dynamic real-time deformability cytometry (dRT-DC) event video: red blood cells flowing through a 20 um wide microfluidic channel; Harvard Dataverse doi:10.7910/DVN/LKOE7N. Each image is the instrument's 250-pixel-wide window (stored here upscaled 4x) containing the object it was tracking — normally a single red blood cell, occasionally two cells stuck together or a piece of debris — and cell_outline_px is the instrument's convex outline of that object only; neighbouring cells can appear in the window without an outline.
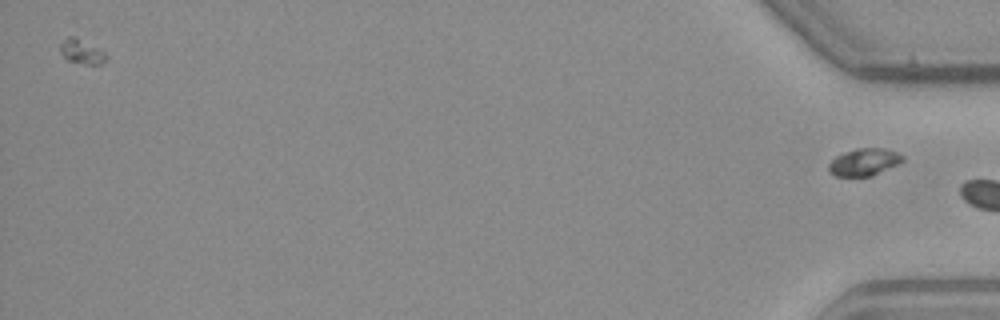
{"species": "common noctule bat (a hibernating species)", "species_latin": "Nyctalus noctula", "temperature_condition": "warm", "stored_images_in_passage": 40, "camera_frame_rate_fps": 3000, "um_per_image_px": 0.085, "animal": {"sex": "male", "body_mass_g": 23.1, "forearm_length_mm": 52.7}, "frame": {"image": 1, "passage_image": 40, "time_ms": 13.0, "image_size_px": [1000, 320], "cell_outline_px": [[904, 160], [872, 176], [836, 176], [828, 172], [828, 164], [836, 156], [844, 152], [856, 148], [884, 148], [896, 152], [904, 156]], "centroid_in_image_um": [73.42, 13.77], "position_along_channel_um": 361.8, "area_um2": 11.68}}